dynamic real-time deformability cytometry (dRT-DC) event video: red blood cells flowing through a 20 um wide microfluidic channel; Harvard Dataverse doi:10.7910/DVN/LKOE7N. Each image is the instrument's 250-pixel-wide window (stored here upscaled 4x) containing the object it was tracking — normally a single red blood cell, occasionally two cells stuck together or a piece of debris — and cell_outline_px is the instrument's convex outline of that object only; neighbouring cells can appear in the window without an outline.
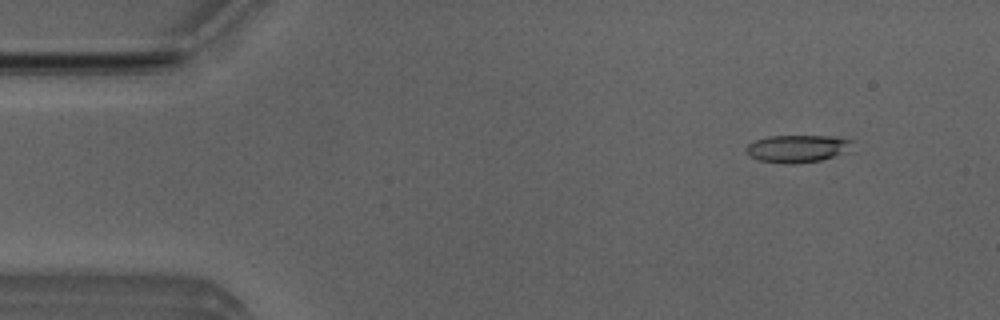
{"species": "Egyptian fruit bat (a non-hibernating species)", "species_latin": "Rousettus aegyptiacus", "temperature_condition": "room temperature", "stored_images_in_passage": 12, "camera_frame_rate_fps": 3000, "um_per_image_px": 0.085, "animal": {"sex": "male"}, "frame": {"image": 1, "passage_image": 5, "time_ms": 1.333, "image_size_px": [1000, 320], "cell_outline_px": [[852, 152], [820, 160], [792, 164], [784, 164], [756, 160], [748, 156], [744, 148], [748, 144], [756, 140], [768, 136], [836, 136], [852, 140]], "centroid_in_image_um": [67.8, 12.64], "position_along_channel_um": 17.2, "area_um2": 17.46}}